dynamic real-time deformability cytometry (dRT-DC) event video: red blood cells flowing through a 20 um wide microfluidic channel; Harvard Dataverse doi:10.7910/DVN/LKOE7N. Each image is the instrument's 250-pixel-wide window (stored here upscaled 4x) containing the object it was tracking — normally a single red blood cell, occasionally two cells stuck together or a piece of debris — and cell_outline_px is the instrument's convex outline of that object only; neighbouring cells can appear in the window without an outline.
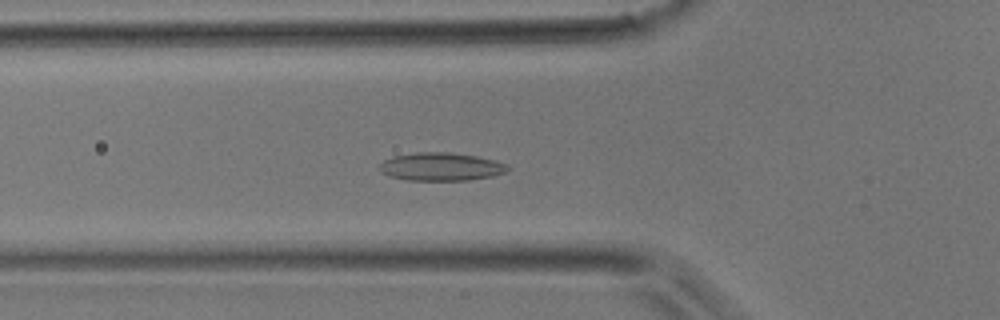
{"species": "common noctule bat (a hibernating species)", "species_latin": "Nyctalus noctula", "temperature_condition": "room temperature", "stored_images_in_passage": 33, "camera_frame_rate_fps": 3000, "um_per_image_px": 0.085, "animal": {"sex": "male", "body_mass_g": 17.9}, "frame": {"image": 1, "passage_image": 11, "time_ms": 3.333, "image_size_px": [1000, 320], "cell_outline_px": [[508, 168], [504, 172], [492, 176], [468, 180], [408, 180], [388, 176], [380, 172], [380, 164], [384, 160], [392, 156], [416, 152], [448, 152], [476, 156], [496, 160], [508, 164]], "centroid_in_image_um": [37.46, 14.16], "position_along_channel_um": 88.3, "area_um2": 20.98}}
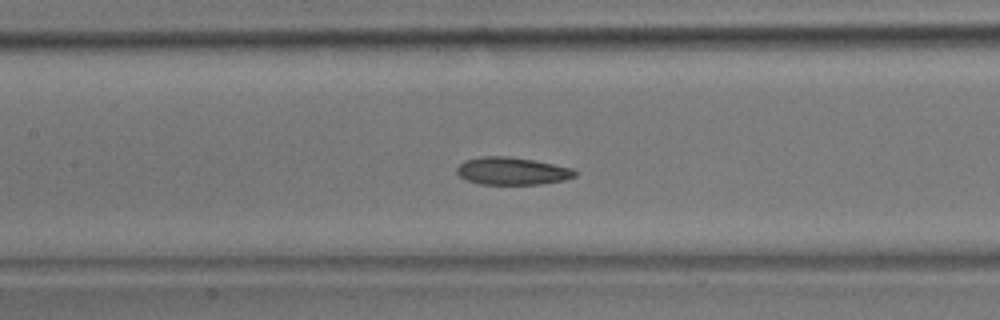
{"frame": {"image": 2, "passage_image": 16, "time_ms": 5.0, "image_size_px": [1000, 320], "cell_outline_px": [[576, 176], [564, 180], [540, 184], [480, 184], [468, 180], [460, 176], [456, 172], [456, 168], [464, 160], [480, 156], [508, 156], [532, 160], [572, 168], [576, 172]], "centroid_in_image_um": [43.5, 14.53], "position_along_channel_um": 163.9, "area_um2": 18.84}}
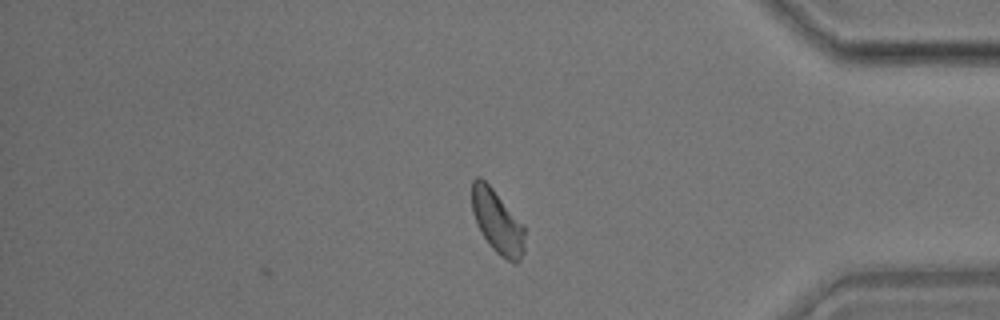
{"frame": {"image": 3, "passage_image": 33, "time_ms": 10.667, "image_size_px": [1000, 320], "cell_outline_px": [[524, 252], [520, 260], [516, 264], [512, 264], [500, 256], [488, 244], [480, 232], [476, 224], [472, 212], [472, 180], [476, 176], [480, 176], [492, 188], [524, 224]], "centroid_in_image_um": [42.27, 18.87], "position_along_channel_um": 392.9, "area_um2": 19.83}}